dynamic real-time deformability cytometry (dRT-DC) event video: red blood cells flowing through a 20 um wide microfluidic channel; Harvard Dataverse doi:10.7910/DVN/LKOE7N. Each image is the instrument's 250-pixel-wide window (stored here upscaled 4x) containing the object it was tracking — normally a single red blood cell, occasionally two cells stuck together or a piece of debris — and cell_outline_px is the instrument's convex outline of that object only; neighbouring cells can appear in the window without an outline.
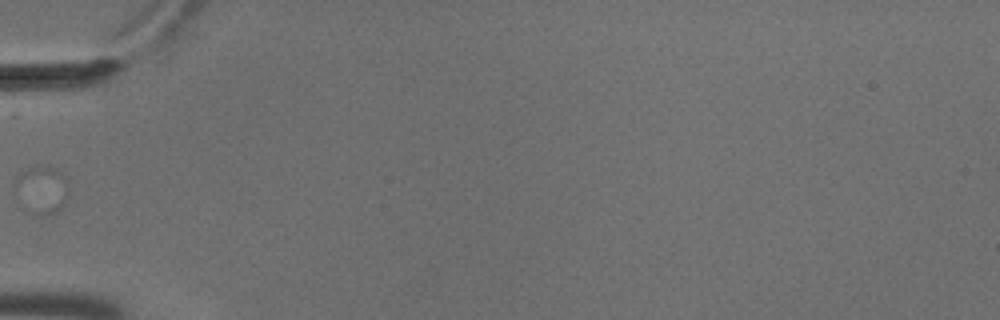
{"species": "common noctule bat (a hibernating species)", "species_latin": "Nyctalus noctula", "temperature_condition": "cold", "stored_images_in_passage": 2, "camera_frame_rate_fps": 3000, "um_per_image_px": 0.085, "animal": {"sex": "male", "body_mass_g": 18.8}, "frame": {"image": 1, "passage_image": 2, "time_ms": 0.333, "image_size_px": [1000, 320], "cell_outline_px": [[72, 192], [68, 200], [56, 212], [40, 216], [32, 212], [12, 184], [16, 176], [20, 172], [36, 164], [48, 164], [60, 172], [68, 180]], "centroid_in_image_um": [3.64, 16.05], "position_along_channel_um": 81.4, "area_um2": 15.26}}